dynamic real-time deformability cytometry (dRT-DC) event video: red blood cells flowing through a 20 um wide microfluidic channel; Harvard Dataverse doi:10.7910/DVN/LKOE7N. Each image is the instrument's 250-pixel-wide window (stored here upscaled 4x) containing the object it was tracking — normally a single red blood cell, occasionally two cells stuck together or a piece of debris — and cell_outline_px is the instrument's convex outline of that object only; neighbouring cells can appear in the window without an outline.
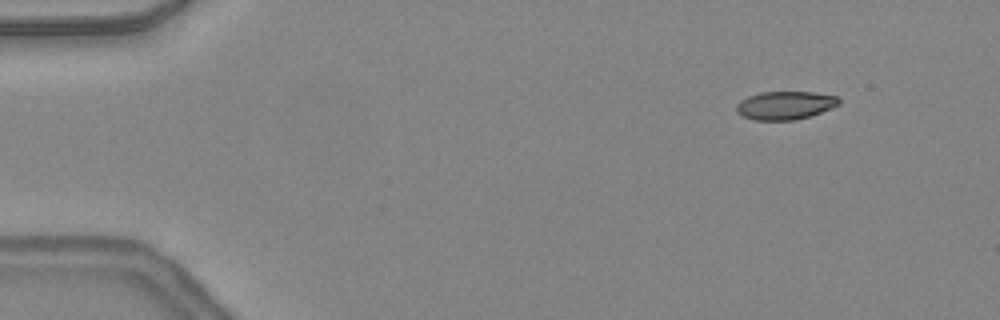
{"species": "common noctule bat (a hibernating species)", "species_latin": "Nyctalus noctula", "temperature_condition": "warm", "stored_images_in_passage": 43, "camera_frame_rate_fps": 3000, "um_per_image_px": 0.085, "animal": {"sex": "female", "body_mass_g": 24.6, "forearm_length_mm": 56.2}, "frame": {"image": 1, "passage_image": 1, "time_ms": 0.0, "image_size_px": [1000, 320], "cell_outline_px": [[840, 104], [832, 108], [796, 120], [752, 120], [736, 112], [736, 104], [740, 100], [748, 96], [760, 92], [816, 92], [836, 96], [840, 100]], "centroid_in_image_um": [66.72, 8.95], "position_along_channel_um": 18.3, "area_um2": 16.94}}
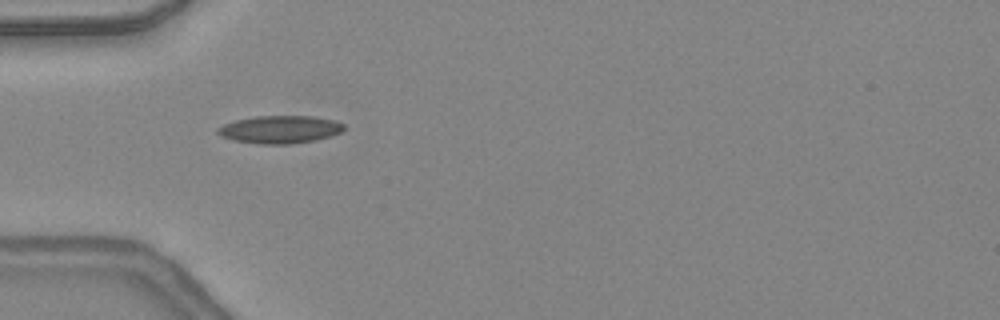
{"frame": {"image": 2, "passage_image": 11, "time_ms": 3.333, "image_size_px": [1000, 320], "cell_outline_px": [[344, 128], [340, 132], [316, 140], [288, 144], [260, 144], [232, 140], [220, 136], [216, 132], [216, 128], [224, 124], [236, 120], [256, 116], [312, 116], [332, 120], [344, 124]], "centroid_in_image_um": [23.74, 11.0], "position_along_channel_um": 61.3, "area_um2": 20.29}}
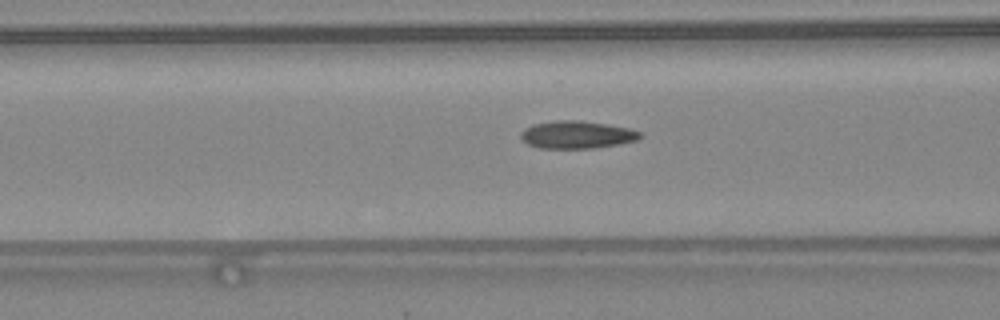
{"frame": {"image": 3, "passage_image": 15, "time_ms": 4.667, "image_size_px": [1000, 320], "cell_outline_px": [[644, 136], [640, 140], [592, 148], [540, 148], [528, 144], [520, 140], [520, 132], [524, 128], [532, 124], [556, 120], [580, 120], [608, 124], [628, 128], [640, 132]], "centroid_in_image_um": [49.01, 11.44], "position_along_channel_um": 117.6, "area_um2": 19.36}, "authors_computed_cell_mechanics": {"area_um2": 18.4382, "velocity_mm_per_s": 4.4001, "shape_relaxation_time_tau1_ms": 10.2129, "shape_relaxation_time_tau2_ms": 1.1342, "deformation_change_tau1": 0.3162, "deformation_change_tau2": 0.0803}}